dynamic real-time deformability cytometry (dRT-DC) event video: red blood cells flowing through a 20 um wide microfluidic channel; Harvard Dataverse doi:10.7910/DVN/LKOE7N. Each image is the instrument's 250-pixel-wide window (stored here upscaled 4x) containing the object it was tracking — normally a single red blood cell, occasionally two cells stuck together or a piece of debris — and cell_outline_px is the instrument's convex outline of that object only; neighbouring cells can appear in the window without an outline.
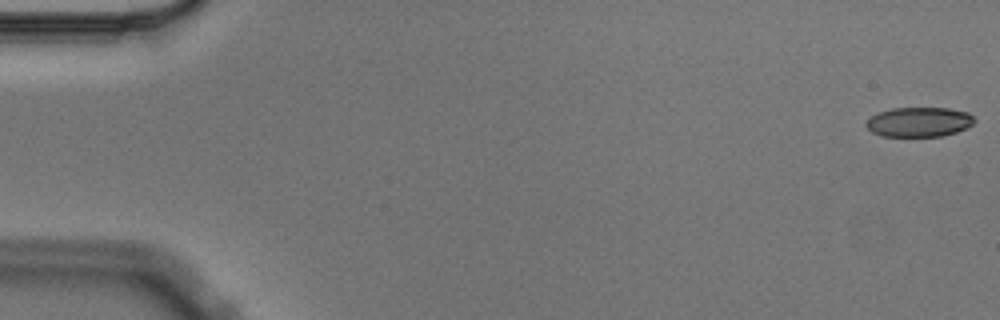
{"species": "Egyptian fruit bat (a non-hibernating species)", "species_latin": "Rousettus aegyptiacus", "temperature_condition": "cold", "stored_images_in_passage": 5, "camera_frame_rate_fps": 3000, "um_per_image_px": 0.085, "animal": {"sex": "male"}, "frame": {"image": 1, "passage_image": 1, "time_ms": 0.0, "image_size_px": [1000, 320], "cell_outline_px": [[976, 120], [968, 128], [944, 136], [880, 136], [872, 132], [864, 124], [872, 116], [880, 112], [892, 108], [948, 108], [968, 112]], "centroid_in_image_um": [78.14, 10.37], "position_along_channel_um": 6.9, "area_um2": 18.73}}
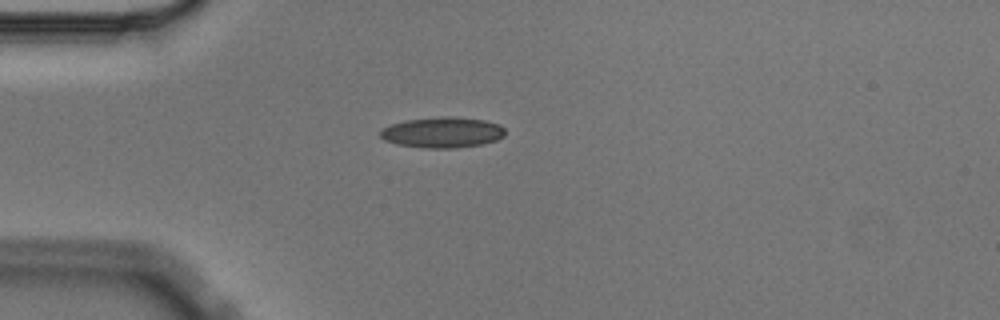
{"frame": {"image": 2, "passage_image": 5, "time_ms": 1.333, "image_size_px": [1000, 320], "cell_outline_px": [[504, 136], [496, 140], [484, 144], [456, 148], [424, 148], [396, 144], [384, 140], [380, 136], [380, 128], [404, 120], [440, 116], [452, 116], [484, 120], [500, 124], [504, 128]], "centroid_in_image_um": [37.59, 11.25], "position_along_channel_um": 47.4, "area_um2": 22.6}}